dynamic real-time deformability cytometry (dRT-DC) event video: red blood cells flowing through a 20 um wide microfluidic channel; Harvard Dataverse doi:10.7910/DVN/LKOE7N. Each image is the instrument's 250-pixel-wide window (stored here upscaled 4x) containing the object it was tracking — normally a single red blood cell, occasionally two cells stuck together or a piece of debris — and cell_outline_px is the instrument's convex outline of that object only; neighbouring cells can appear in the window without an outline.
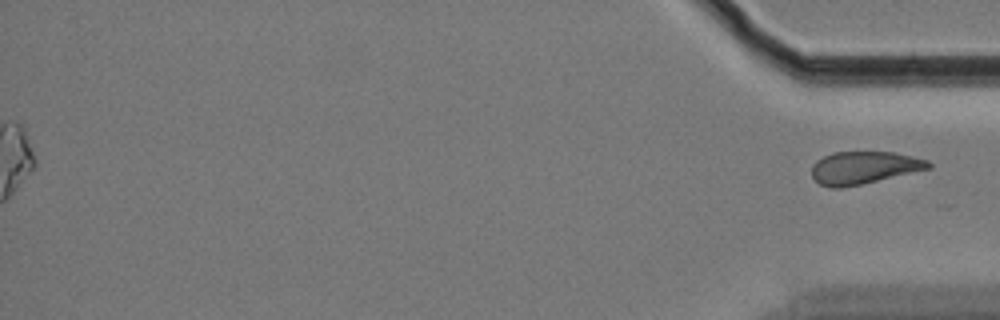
{"species": "Egyptian fruit bat (a non-hibernating species)", "species_latin": "Rousettus aegyptiacus", "temperature_condition": "cold", "stored_images_in_passage": 61, "segment_of_instrument_passage": [2, 2], "camera_frame_rate_fps": 3000, "um_per_image_px": 0.085, "animal": {"sex": "female"}, "frame": {"image": 1, "passage_image": 61, "time_ms": 20.0, "image_size_px": [1000, 320], "cell_outline_px": [[932, 168], [860, 184], [840, 188], [832, 188], [820, 184], [812, 176], [812, 164], [816, 160], [832, 152], [896, 152], [928, 160], [932, 164]], "centroid_in_image_um": [73.43, 14.24], "position_along_channel_um": 361.8, "area_um2": 22.08}}